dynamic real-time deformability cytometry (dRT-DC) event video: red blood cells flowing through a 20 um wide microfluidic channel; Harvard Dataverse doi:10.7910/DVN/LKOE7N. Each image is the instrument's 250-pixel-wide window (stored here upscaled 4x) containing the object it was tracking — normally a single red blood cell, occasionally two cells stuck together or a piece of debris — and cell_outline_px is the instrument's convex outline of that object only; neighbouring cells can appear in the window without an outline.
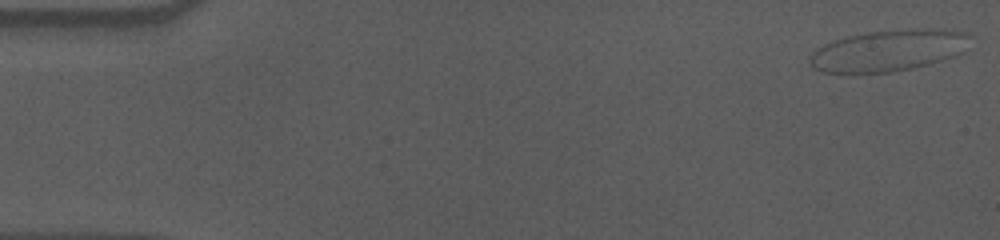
{"species": "human", "species_latin": "Homo sapiens", "temperature_condition": "cold", "stored_images_in_passage": 57, "camera_frame_rate_fps": 3000, "um_per_image_px": 0.085, "donor": {"sex": "male"}, "frame": {"image": 1, "passage_image": 1, "time_ms": 0.0, "image_size_px": [1000, 240], "cell_outline_px": [[976, 36], [964, 52], [928, 64], [912, 68], [892, 72], [856, 76], [852, 76], [824, 72], [812, 68], [808, 60], [808, 56], [816, 48], [824, 44], [848, 36], [868, 32], [920, 28], [928, 28], [972, 32]], "centroid_in_image_um": [75.52, 4.32], "position_along_channel_um": 9.5, "area_um2": 40.06}}
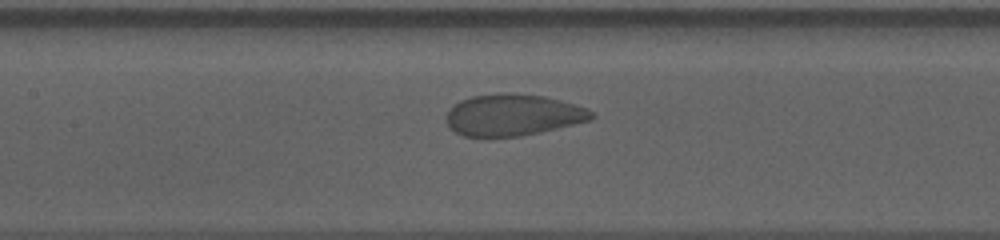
{"frame": {"image": 2, "passage_image": 26, "time_ms": 8.333, "image_size_px": [1000, 240], "cell_outline_px": [[596, 116], [592, 120], [540, 132], [520, 136], [464, 136], [448, 128], [444, 120], [448, 112], [460, 100], [472, 96], [500, 92], [512, 92], [544, 96], [560, 100], [584, 108], [592, 112]], "centroid_in_image_um": [43.57, 9.76], "position_along_channel_um": 163.8, "area_um2": 35.2}}
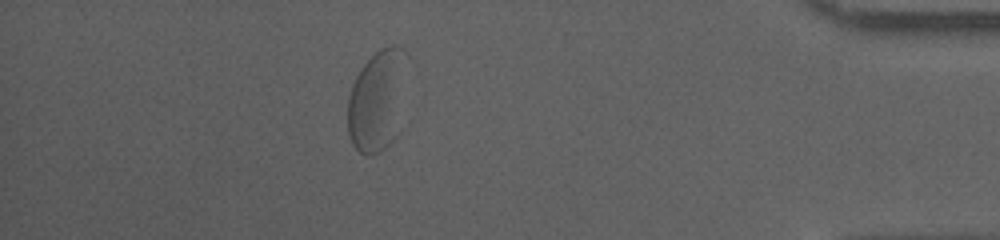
{"frame": {"image": 3, "passage_image": 50, "time_ms": 16.333, "image_size_px": [1000, 240], "cell_outline_px": [[412, 60], [396, 136], [380, 152], [372, 156], [360, 152], [352, 144], [348, 132], [348, 96], [352, 84], [356, 76], [364, 64], [380, 48], [392, 44], [408, 52]], "centroid_in_image_um": [32.14, 8.46], "position_along_channel_um": 403.1, "area_um2": 36.18}, "authors_computed_cell_mechanics": {"area_um2": 36.2406, "velocity_mm_per_s": 3.5356, "shape_relaxation_time_tau1_ms": 10.0714, "shape_relaxation_time_tau2_ms": null, "deformation_change_tau1": 0.2191, "deformation_change_tau2": null}}